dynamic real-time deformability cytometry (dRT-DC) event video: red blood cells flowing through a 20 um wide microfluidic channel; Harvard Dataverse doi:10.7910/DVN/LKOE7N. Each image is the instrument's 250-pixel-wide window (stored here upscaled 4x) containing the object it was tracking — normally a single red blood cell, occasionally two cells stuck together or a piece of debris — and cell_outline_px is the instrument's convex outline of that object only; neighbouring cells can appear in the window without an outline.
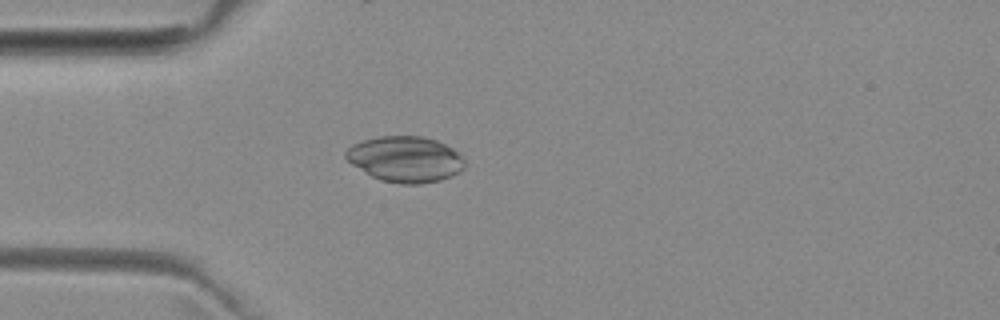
{"species": "common noctule bat (a hibernating species)", "species_latin": "Nyctalus noctula", "temperature_condition": "room temperature", "stored_images_in_passage": 3, "camera_frame_rate_fps": 3000, "um_per_image_px": 0.085, "animal": {"sex": "female", "body_mass_g": 29.2, "forearm_length_mm": 56.3}, "frame": {"image": 1, "passage_image": 3, "time_ms": 3.667, "image_size_px": [1000, 320], "cell_outline_px": [[464, 168], [452, 176], [440, 180], [420, 184], [400, 184], [380, 180], [372, 176], [352, 164], [344, 156], [344, 152], [352, 144], [360, 140], [380, 136], [424, 136], [436, 140], [452, 148], [464, 156]], "centroid_in_image_um": [34.45, 13.52], "position_along_channel_um": 50.6, "area_um2": 31.91}}